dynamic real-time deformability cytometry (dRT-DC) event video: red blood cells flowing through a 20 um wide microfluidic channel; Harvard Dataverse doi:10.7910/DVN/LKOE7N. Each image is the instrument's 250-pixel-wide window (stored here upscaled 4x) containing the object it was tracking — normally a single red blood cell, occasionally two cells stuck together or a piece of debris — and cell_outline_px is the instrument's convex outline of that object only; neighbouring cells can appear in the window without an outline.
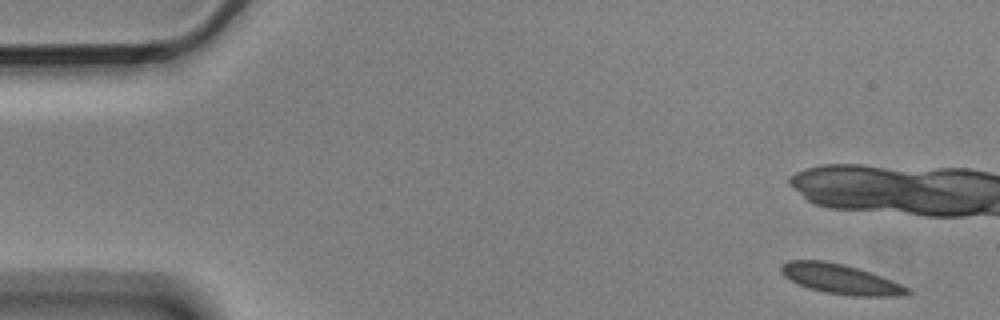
{"species": "Egyptian fruit bat (a non-hibernating species)", "species_latin": "Rousettus aegyptiacus", "temperature_condition": "cold", "stored_images_in_passage": 6, "camera_frame_rate_fps": 3000, "um_per_image_px": 0.085, "animal": {"sex": "male"}, "frame": {"image": 1, "passage_image": 1, "time_ms": 0.0, "image_size_px": [1000, 320], "cell_outline_px": [[912, 292], [892, 296], [852, 296], [824, 292], [808, 288], [796, 284], [784, 276], [780, 272], [780, 264], [788, 260], [824, 260], [844, 264], [880, 276], [900, 284], [908, 288]], "centroid_in_image_um": [71.34, 23.71], "position_along_channel_um": 13.7, "area_um2": 21.79}}